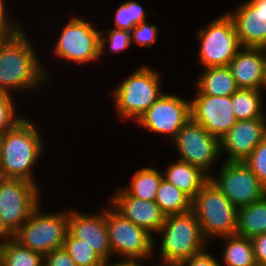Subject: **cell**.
<instances>
[{"instance_id":"ba28073f","label":"cell","mask_w":266,"mask_h":266,"mask_svg":"<svg viewBox=\"0 0 266 266\" xmlns=\"http://www.w3.org/2000/svg\"><path fill=\"white\" fill-rule=\"evenodd\" d=\"M38 186L23 179L0 178V215L14 234L39 206Z\"/></svg>"},{"instance_id":"d590c367","label":"cell","mask_w":266,"mask_h":266,"mask_svg":"<svg viewBox=\"0 0 266 266\" xmlns=\"http://www.w3.org/2000/svg\"><path fill=\"white\" fill-rule=\"evenodd\" d=\"M254 259L257 264L266 265V233L251 238Z\"/></svg>"},{"instance_id":"603a6c76","label":"cell","mask_w":266,"mask_h":266,"mask_svg":"<svg viewBox=\"0 0 266 266\" xmlns=\"http://www.w3.org/2000/svg\"><path fill=\"white\" fill-rule=\"evenodd\" d=\"M155 202L166 216L192 210V199L165 178L160 182Z\"/></svg>"},{"instance_id":"9c48e42d","label":"cell","mask_w":266,"mask_h":266,"mask_svg":"<svg viewBox=\"0 0 266 266\" xmlns=\"http://www.w3.org/2000/svg\"><path fill=\"white\" fill-rule=\"evenodd\" d=\"M218 178L209 176V180L240 208L265 198V186L244 162H226L221 166Z\"/></svg>"},{"instance_id":"f1b7e54d","label":"cell","mask_w":266,"mask_h":266,"mask_svg":"<svg viewBox=\"0 0 266 266\" xmlns=\"http://www.w3.org/2000/svg\"><path fill=\"white\" fill-rule=\"evenodd\" d=\"M146 11L135 1H126L115 13V29L131 31L136 25L145 21Z\"/></svg>"},{"instance_id":"7a4b0ae2","label":"cell","mask_w":266,"mask_h":266,"mask_svg":"<svg viewBox=\"0 0 266 266\" xmlns=\"http://www.w3.org/2000/svg\"><path fill=\"white\" fill-rule=\"evenodd\" d=\"M43 146L34 124L28 119L20 120L0 137L2 177L34 183L31 167L37 162Z\"/></svg>"},{"instance_id":"8d00e7d4","label":"cell","mask_w":266,"mask_h":266,"mask_svg":"<svg viewBox=\"0 0 266 266\" xmlns=\"http://www.w3.org/2000/svg\"><path fill=\"white\" fill-rule=\"evenodd\" d=\"M19 29L18 24H0V48Z\"/></svg>"},{"instance_id":"5b68a950","label":"cell","mask_w":266,"mask_h":266,"mask_svg":"<svg viewBox=\"0 0 266 266\" xmlns=\"http://www.w3.org/2000/svg\"><path fill=\"white\" fill-rule=\"evenodd\" d=\"M39 206L29 219L14 233L21 246L44 256L63 247L69 231V212L41 214Z\"/></svg>"},{"instance_id":"b9f144b4","label":"cell","mask_w":266,"mask_h":266,"mask_svg":"<svg viewBox=\"0 0 266 266\" xmlns=\"http://www.w3.org/2000/svg\"><path fill=\"white\" fill-rule=\"evenodd\" d=\"M5 242L0 243V266H2V250Z\"/></svg>"},{"instance_id":"30bf717a","label":"cell","mask_w":266,"mask_h":266,"mask_svg":"<svg viewBox=\"0 0 266 266\" xmlns=\"http://www.w3.org/2000/svg\"><path fill=\"white\" fill-rule=\"evenodd\" d=\"M106 208V227L112 253L127 259H144L151 255L154 239L151 234L113 208Z\"/></svg>"},{"instance_id":"6da1fadb","label":"cell","mask_w":266,"mask_h":266,"mask_svg":"<svg viewBox=\"0 0 266 266\" xmlns=\"http://www.w3.org/2000/svg\"><path fill=\"white\" fill-rule=\"evenodd\" d=\"M19 28L0 48V92L13 89H31L48 81V75L36 56L35 50Z\"/></svg>"},{"instance_id":"ee69618b","label":"cell","mask_w":266,"mask_h":266,"mask_svg":"<svg viewBox=\"0 0 266 266\" xmlns=\"http://www.w3.org/2000/svg\"><path fill=\"white\" fill-rule=\"evenodd\" d=\"M254 266H266V265H264V264H255Z\"/></svg>"},{"instance_id":"1f68e13d","label":"cell","mask_w":266,"mask_h":266,"mask_svg":"<svg viewBox=\"0 0 266 266\" xmlns=\"http://www.w3.org/2000/svg\"><path fill=\"white\" fill-rule=\"evenodd\" d=\"M252 172L266 185V137L255 147L253 152L244 160Z\"/></svg>"},{"instance_id":"ab89813d","label":"cell","mask_w":266,"mask_h":266,"mask_svg":"<svg viewBox=\"0 0 266 266\" xmlns=\"http://www.w3.org/2000/svg\"><path fill=\"white\" fill-rule=\"evenodd\" d=\"M3 1L4 0H0V24H16L7 18L8 16L6 14Z\"/></svg>"},{"instance_id":"484cf974","label":"cell","mask_w":266,"mask_h":266,"mask_svg":"<svg viewBox=\"0 0 266 266\" xmlns=\"http://www.w3.org/2000/svg\"><path fill=\"white\" fill-rule=\"evenodd\" d=\"M221 238L227 239L222 256L226 266H254L256 264L251 239L238 235Z\"/></svg>"},{"instance_id":"3957f363","label":"cell","mask_w":266,"mask_h":266,"mask_svg":"<svg viewBox=\"0 0 266 266\" xmlns=\"http://www.w3.org/2000/svg\"><path fill=\"white\" fill-rule=\"evenodd\" d=\"M163 233L161 256L163 266H178L191 256L204 252L207 241L195 213L190 212L166 216L159 232Z\"/></svg>"},{"instance_id":"e575fe53","label":"cell","mask_w":266,"mask_h":266,"mask_svg":"<svg viewBox=\"0 0 266 266\" xmlns=\"http://www.w3.org/2000/svg\"><path fill=\"white\" fill-rule=\"evenodd\" d=\"M178 266H221V264L207 252H201L181 262Z\"/></svg>"},{"instance_id":"d4e9b609","label":"cell","mask_w":266,"mask_h":266,"mask_svg":"<svg viewBox=\"0 0 266 266\" xmlns=\"http://www.w3.org/2000/svg\"><path fill=\"white\" fill-rule=\"evenodd\" d=\"M163 176V173L156 168H142L135 172L130 187L124 190L130 196L147 201H155Z\"/></svg>"},{"instance_id":"74e56055","label":"cell","mask_w":266,"mask_h":266,"mask_svg":"<svg viewBox=\"0 0 266 266\" xmlns=\"http://www.w3.org/2000/svg\"><path fill=\"white\" fill-rule=\"evenodd\" d=\"M0 238L3 239V242L14 239V234L6 227L1 215H0Z\"/></svg>"},{"instance_id":"2e32d148","label":"cell","mask_w":266,"mask_h":266,"mask_svg":"<svg viewBox=\"0 0 266 266\" xmlns=\"http://www.w3.org/2000/svg\"><path fill=\"white\" fill-rule=\"evenodd\" d=\"M228 15L234 22L242 48L266 46V0H249Z\"/></svg>"},{"instance_id":"cb8c5ba5","label":"cell","mask_w":266,"mask_h":266,"mask_svg":"<svg viewBox=\"0 0 266 266\" xmlns=\"http://www.w3.org/2000/svg\"><path fill=\"white\" fill-rule=\"evenodd\" d=\"M261 90L238 89L231 95L232 111L237 121L266 118L261 111Z\"/></svg>"},{"instance_id":"7bdbcfd3","label":"cell","mask_w":266,"mask_h":266,"mask_svg":"<svg viewBox=\"0 0 266 266\" xmlns=\"http://www.w3.org/2000/svg\"><path fill=\"white\" fill-rule=\"evenodd\" d=\"M0 178H2V171H1V148H0Z\"/></svg>"},{"instance_id":"8992f818","label":"cell","mask_w":266,"mask_h":266,"mask_svg":"<svg viewBox=\"0 0 266 266\" xmlns=\"http://www.w3.org/2000/svg\"><path fill=\"white\" fill-rule=\"evenodd\" d=\"M162 94L158 72L142 66L114 90V102L121 118L137 121Z\"/></svg>"},{"instance_id":"277c9868","label":"cell","mask_w":266,"mask_h":266,"mask_svg":"<svg viewBox=\"0 0 266 266\" xmlns=\"http://www.w3.org/2000/svg\"><path fill=\"white\" fill-rule=\"evenodd\" d=\"M192 211L206 240L235 235L237 208L210 180L192 199Z\"/></svg>"},{"instance_id":"44dd1931","label":"cell","mask_w":266,"mask_h":266,"mask_svg":"<svg viewBox=\"0 0 266 266\" xmlns=\"http://www.w3.org/2000/svg\"><path fill=\"white\" fill-rule=\"evenodd\" d=\"M196 82L201 94L210 96H231L239 87L228 66L205 68V72Z\"/></svg>"},{"instance_id":"4fadbf2b","label":"cell","mask_w":266,"mask_h":266,"mask_svg":"<svg viewBox=\"0 0 266 266\" xmlns=\"http://www.w3.org/2000/svg\"><path fill=\"white\" fill-rule=\"evenodd\" d=\"M191 119V101L163 93L137 120L148 130L168 134L175 139L183 125Z\"/></svg>"},{"instance_id":"836d02e7","label":"cell","mask_w":266,"mask_h":266,"mask_svg":"<svg viewBox=\"0 0 266 266\" xmlns=\"http://www.w3.org/2000/svg\"><path fill=\"white\" fill-rule=\"evenodd\" d=\"M44 266H76V264L64 247H61L45 255Z\"/></svg>"},{"instance_id":"60d3db41","label":"cell","mask_w":266,"mask_h":266,"mask_svg":"<svg viewBox=\"0 0 266 266\" xmlns=\"http://www.w3.org/2000/svg\"><path fill=\"white\" fill-rule=\"evenodd\" d=\"M261 53L263 56V61H264V75H265V81H266V46L260 47Z\"/></svg>"},{"instance_id":"5bb4252c","label":"cell","mask_w":266,"mask_h":266,"mask_svg":"<svg viewBox=\"0 0 266 266\" xmlns=\"http://www.w3.org/2000/svg\"><path fill=\"white\" fill-rule=\"evenodd\" d=\"M191 101V118L219 140L236 123L231 96L201 94Z\"/></svg>"},{"instance_id":"52a82bcc","label":"cell","mask_w":266,"mask_h":266,"mask_svg":"<svg viewBox=\"0 0 266 266\" xmlns=\"http://www.w3.org/2000/svg\"><path fill=\"white\" fill-rule=\"evenodd\" d=\"M198 35L201 41L198 58L205 68L228 66L242 48L228 13L210 22Z\"/></svg>"},{"instance_id":"e0dca14e","label":"cell","mask_w":266,"mask_h":266,"mask_svg":"<svg viewBox=\"0 0 266 266\" xmlns=\"http://www.w3.org/2000/svg\"><path fill=\"white\" fill-rule=\"evenodd\" d=\"M98 215L69 211V232L90 246L104 261H109L112 249L106 227V209Z\"/></svg>"},{"instance_id":"83f0119b","label":"cell","mask_w":266,"mask_h":266,"mask_svg":"<svg viewBox=\"0 0 266 266\" xmlns=\"http://www.w3.org/2000/svg\"><path fill=\"white\" fill-rule=\"evenodd\" d=\"M76 266H103L104 260L87 244L74 237L69 231L63 245Z\"/></svg>"},{"instance_id":"f546056e","label":"cell","mask_w":266,"mask_h":266,"mask_svg":"<svg viewBox=\"0 0 266 266\" xmlns=\"http://www.w3.org/2000/svg\"><path fill=\"white\" fill-rule=\"evenodd\" d=\"M11 94L0 92V137L12 129L22 117H16V111Z\"/></svg>"},{"instance_id":"ffe728a7","label":"cell","mask_w":266,"mask_h":266,"mask_svg":"<svg viewBox=\"0 0 266 266\" xmlns=\"http://www.w3.org/2000/svg\"><path fill=\"white\" fill-rule=\"evenodd\" d=\"M163 178L193 199L201 188L209 181V173L205 174L200 167L178 160L167 167Z\"/></svg>"},{"instance_id":"9a60e30c","label":"cell","mask_w":266,"mask_h":266,"mask_svg":"<svg viewBox=\"0 0 266 266\" xmlns=\"http://www.w3.org/2000/svg\"><path fill=\"white\" fill-rule=\"evenodd\" d=\"M266 137V118L239 120L220 140L221 151L228 154L226 162L244 161Z\"/></svg>"},{"instance_id":"f35d334b","label":"cell","mask_w":266,"mask_h":266,"mask_svg":"<svg viewBox=\"0 0 266 266\" xmlns=\"http://www.w3.org/2000/svg\"><path fill=\"white\" fill-rule=\"evenodd\" d=\"M140 259H127L125 258L123 261H119L115 264H110L108 261L104 262L103 266H141L137 261Z\"/></svg>"},{"instance_id":"d6a6232c","label":"cell","mask_w":266,"mask_h":266,"mask_svg":"<svg viewBox=\"0 0 266 266\" xmlns=\"http://www.w3.org/2000/svg\"><path fill=\"white\" fill-rule=\"evenodd\" d=\"M146 22V20L143 21L130 31L131 41L136 42L139 46L152 47L156 41L158 28L156 25H149Z\"/></svg>"},{"instance_id":"d6986e66","label":"cell","mask_w":266,"mask_h":266,"mask_svg":"<svg viewBox=\"0 0 266 266\" xmlns=\"http://www.w3.org/2000/svg\"><path fill=\"white\" fill-rule=\"evenodd\" d=\"M243 50V51H242ZM229 63L239 89L260 90L266 88L264 61L260 48L243 47Z\"/></svg>"},{"instance_id":"7402d4cb","label":"cell","mask_w":266,"mask_h":266,"mask_svg":"<svg viewBox=\"0 0 266 266\" xmlns=\"http://www.w3.org/2000/svg\"><path fill=\"white\" fill-rule=\"evenodd\" d=\"M262 233H266V198L237 208L235 235L251 239Z\"/></svg>"},{"instance_id":"7c38bea8","label":"cell","mask_w":266,"mask_h":266,"mask_svg":"<svg viewBox=\"0 0 266 266\" xmlns=\"http://www.w3.org/2000/svg\"><path fill=\"white\" fill-rule=\"evenodd\" d=\"M173 143L177 146L180 161L200 167L204 172L210 171L221 153L220 140L192 118L181 127Z\"/></svg>"},{"instance_id":"8fae6325","label":"cell","mask_w":266,"mask_h":266,"mask_svg":"<svg viewBox=\"0 0 266 266\" xmlns=\"http://www.w3.org/2000/svg\"><path fill=\"white\" fill-rule=\"evenodd\" d=\"M100 32L88 21L73 17L63 28L55 45V54L82 64L100 57Z\"/></svg>"},{"instance_id":"4316f807","label":"cell","mask_w":266,"mask_h":266,"mask_svg":"<svg viewBox=\"0 0 266 266\" xmlns=\"http://www.w3.org/2000/svg\"><path fill=\"white\" fill-rule=\"evenodd\" d=\"M45 256L21 246L14 239L4 243L2 266H44Z\"/></svg>"},{"instance_id":"ac0fdd59","label":"cell","mask_w":266,"mask_h":266,"mask_svg":"<svg viewBox=\"0 0 266 266\" xmlns=\"http://www.w3.org/2000/svg\"><path fill=\"white\" fill-rule=\"evenodd\" d=\"M111 197L112 207L124 218L131 220L150 234L158 233L165 222L166 215L155 201H147L130 196L120 189Z\"/></svg>"},{"instance_id":"4dcf8cb0","label":"cell","mask_w":266,"mask_h":266,"mask_svg":"<svg viewBox=\"0 0 266 266\" xmlns=\"http://www.w3.org/2000/svg\"><path fill=\"white\" fill-rule=\"evenodd\" d=\"M103 34H105L104 31L100 32V55L102 54V52H104L103 49L105 44L108 45L109 43L108 50L115 54L118 52H122L125 48H128L132 43L130 31L119 30L114 28L108 31L107 35L109 39H107V37L105 38Z\"/></svg>"}]
</instances>
